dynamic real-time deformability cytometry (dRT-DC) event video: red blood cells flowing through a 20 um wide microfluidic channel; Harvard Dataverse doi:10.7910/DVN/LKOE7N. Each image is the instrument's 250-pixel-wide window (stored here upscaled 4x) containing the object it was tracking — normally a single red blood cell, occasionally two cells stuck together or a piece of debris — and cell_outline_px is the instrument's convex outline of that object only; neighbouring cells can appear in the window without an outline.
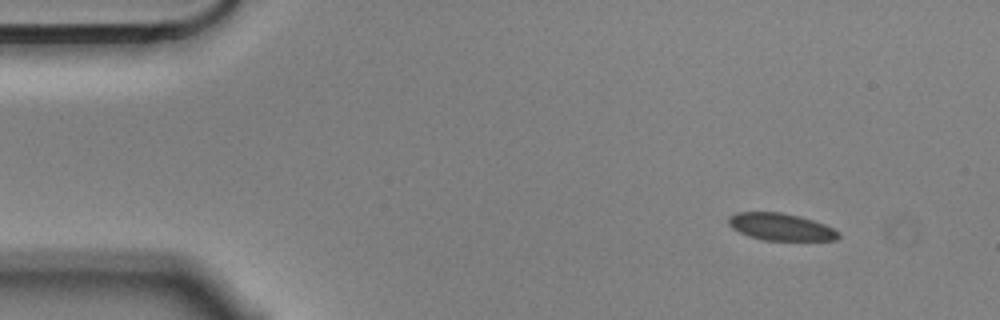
{"species": "Egyptian fruit bat (a non-hibernating species)", "species_latin": "Rousettus aegyptiacus", "temperature_condition": "cold", "stored_images_in_passage": 5, "camera_frame_rate_fps": 3000, "um_per_image_px": 0.085, "animal": {"sex": "male"}, "frame": {"image": 1, "passage_image": 1, "time_ms": 0.0, "image_size_px": [1000, 320], "cell_outline_px": [[840, 236], [836, 240], [764, 240], [748, 236], [732, 228], [728, 224], [728, 216], [736, 212], [780, 212], [800, 216], [824, 224], [840, 232]], "centroid_in_image_um": [66.34, 19.28], "position_along_channel_um": 18.7, "area_um2": 17.4}}
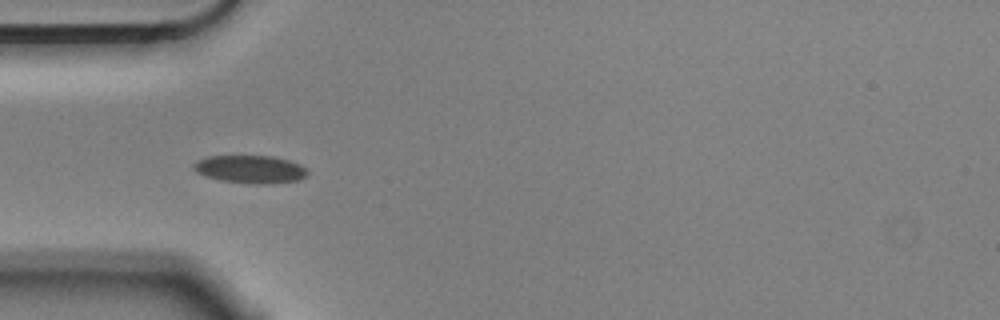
{"frame": {"image": 2, "passage_image": 4, "time_ms": 1.0, "image_size_px": [1000, 320], "cell_outline_px": [[308, 176], [300, 180], [264, 184], [256, 184], [220, 180], [196, 172], [192, 168], [192, 164], [208, 156], [272, 156], [288, 160], [300, 164], [308, 172]], "centroid_in_image_um": [21.3, 14.39], "position_along_channel_um": 63.7, "area_um2": 18.38}}
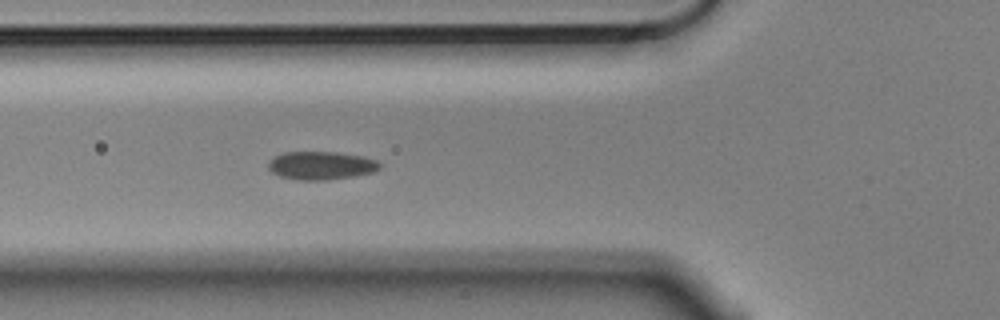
{"frame": {"image": 3, "passage_image": 5, "time_ms": 1.333, "image_size_px": [1000, 320], "cell_outline_px": [[380, 168], [372, 172], [356, 176], [328, 180], [296, 180], [280, 176], [272, 172], [268, 168], [268, 164], [276, 156], [284, 152], [336, 152], [364, 156], [376, 160], [380, 164]], "centroid_in_image_um": [27.31, 14.07], "position_along_channel_um": 98.5, "area_um2": 18.32}}